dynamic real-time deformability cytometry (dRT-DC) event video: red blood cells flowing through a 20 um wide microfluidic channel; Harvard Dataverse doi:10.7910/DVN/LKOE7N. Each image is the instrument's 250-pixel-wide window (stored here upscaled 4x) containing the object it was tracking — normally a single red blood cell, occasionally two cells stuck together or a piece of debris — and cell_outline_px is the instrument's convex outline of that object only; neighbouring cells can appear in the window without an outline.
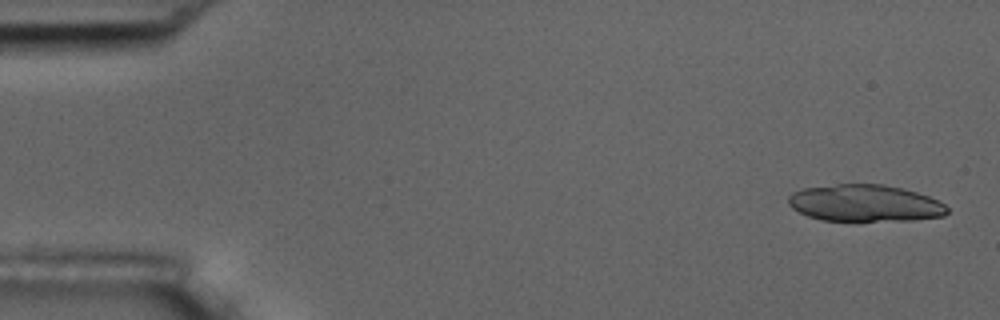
{"species": "common noctule bat (a hibernating species)", "species_latin": "Nyctalus noctula", "temperature_condition": "room temperature", "stored_images_in_passage": 26, "camera_frame_rate_fps": 3000, "um_per_image_px": 0.085, "animal": {"sex": "male", "body_mass_g": 17.5, "forearm_length_mm": 52.3}, "frame": {"image": 1, "passage_image": 2, "time_ms": 0.333, "image_size_px": [1000, 320], "cell_outline_px": [[948, 212], [944, 216], [912, 220], [820, 220], [808, 216], [792, 208], [788, 204], [788, 196], [792, 192], [800, 188], [836, 184], [884, 184], [904, 188], [928, 196], [944, 204], [948, 208]], "centroid_in_image_um": [73.49, 17.25], "position_along_channel_um": 11.5, "area_um2": 34.16}}